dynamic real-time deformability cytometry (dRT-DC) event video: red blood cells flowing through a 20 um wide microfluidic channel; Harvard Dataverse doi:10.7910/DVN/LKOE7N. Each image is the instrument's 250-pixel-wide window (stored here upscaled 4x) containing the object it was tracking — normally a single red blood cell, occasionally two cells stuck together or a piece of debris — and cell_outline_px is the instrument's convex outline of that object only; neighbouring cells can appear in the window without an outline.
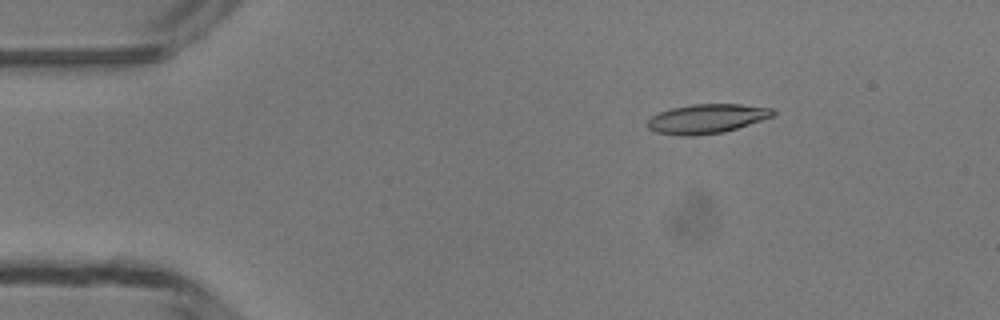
{"species": "common noctule bat (a hibernating species)", "species_latin": "Nyctalus noctula", "temperature_condition": "room temperature", "stored_images_in_passage": 50, "camera_frame_rate_fps": 3000, "um_per_image_px": 0.085, "animal": {"sex": "male", "body_mass_g": 13.3}, "frame": {"image": 1, "passage_image": 8, "time_ms": 2.333, "image_size_px": [1000, 320], "cell_outline_px": [[776, 112], [772, 116], [724, 132], [692, 136], [680, 136], [656, 132], [648, 128], [644, 124], [652, 116], [660, 112], [672, 108], [692, 104], [740, 104], [772, 108]], "centroid_in_image_um": [60.03, 10.09], "position_along_channel_um": 25.0, "area_um2": 21.33}}
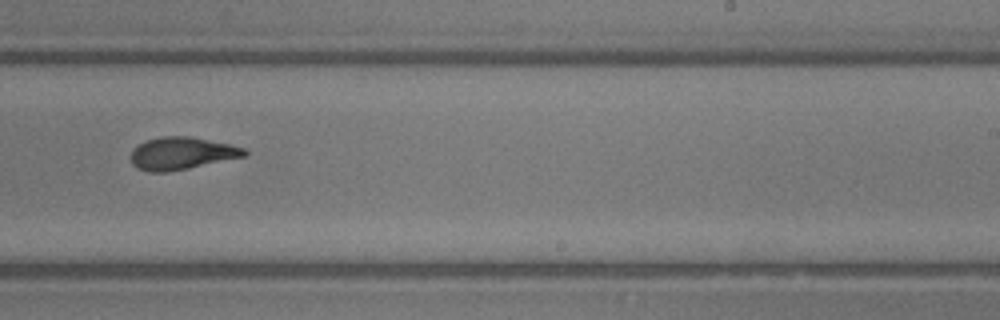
{"frame": {"image": 2, "passage_image": 31, "time_ms": 10.0, "image_size_px": [1000, 320], "cell_outline_px": [[248, 152], [244, 156], [164, 172], [148, 172], [136, 168], [132, 164], [132, 148], [148, 140], [164, 136], [188, 136], [232, 144], [244, 148]], "centroid_in_image_um": [15.42, 13.02], "position_along_channel_um": 273.6, "area_um2": 20.98}}
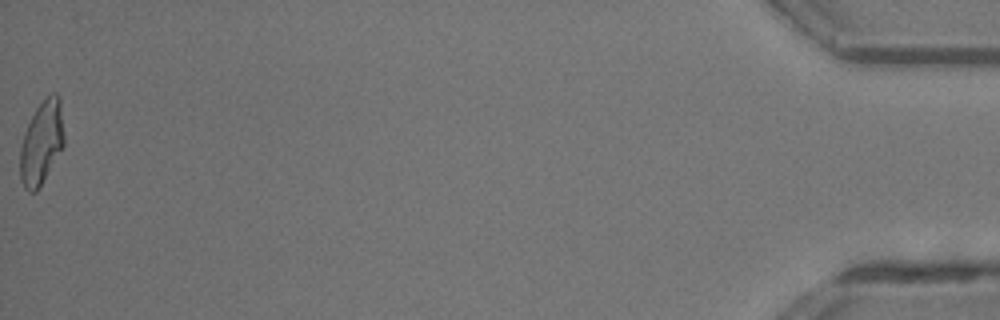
{"frame": {"image": 3, "passage_image": 50, "time_ms": 16.333, "image_size_px": [1000, 320], "cell_outline_px": [[64, 144], [36, 192], [28, 192], [24, 188], [20, 180], [20, 148], [24, 132], [36, 108], [52, 92], [56, 92], [60, 96], [64, 132]], "centroid_in_image_um": [3.53, 12.11], "position_along_channel_um": 431.7, "area_um2": 21.21}, "authors_computed_cell_mechanics": {"area_um2": 21.3571, "velocity_mm_per_s": 4.1565, "shape_relaxation_time_tau1_ms": 4.897, "shape_relaxation_time_tau2_ms": 2.1997, "deformation_change_tau1": 0.2166, "deformation_change_tau2": 0.1051}}